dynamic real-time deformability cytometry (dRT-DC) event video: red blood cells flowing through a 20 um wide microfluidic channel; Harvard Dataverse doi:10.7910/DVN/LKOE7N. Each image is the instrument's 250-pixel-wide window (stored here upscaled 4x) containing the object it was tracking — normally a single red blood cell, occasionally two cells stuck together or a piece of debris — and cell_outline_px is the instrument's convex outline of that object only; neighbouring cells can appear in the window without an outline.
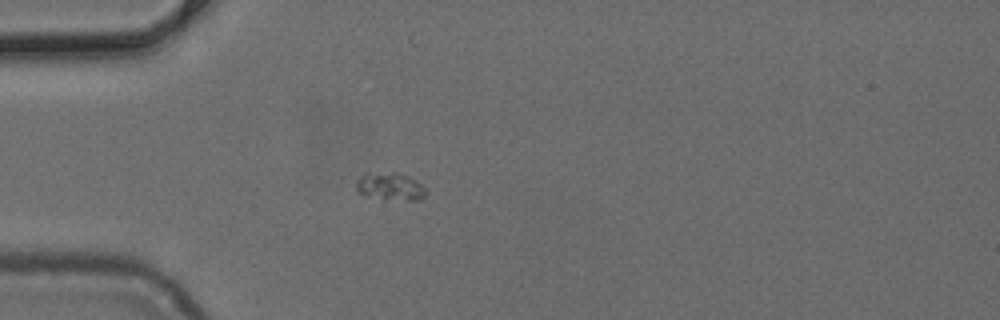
{"species": "common noctule bat (a hibernating species)", "species_latin": "Nyctalus noctula", "temperature_condition": "cold", "stored_images_in_passage": 51, "camera_frame_rate_fps": 3000, "um_per_image_px": 0.085, "animal": {"sex": "female", "body_mass_g": 24.6, "forearm_length_mm": 56.2}, "frame": {"image": 1, "passage_image": 15, "time_ms": 4.667, "image_size_px": [1000, 320], "cell_outline_px": [[424, 196], [420, 200], [384, 200], [368, 196], [356, 192], [356, 184], [368, 172], [396, 172], [408, 176], [420, 184], [424, 188]], "centroid_in_image_um": [33.15, 15.87], "position_along_channel_um": 51.9, "area_um2": 11.16}}
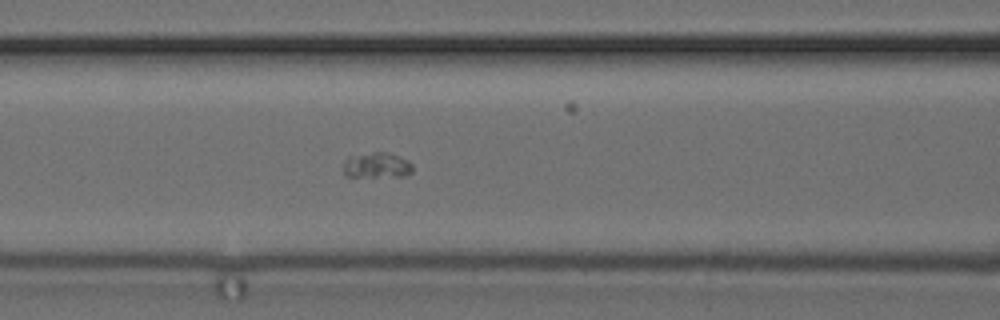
{"frame": {"image": 2, "passage_image": 22, "time_ms": 7.0, "image_size_px": [1000, 320], "cell_outline_px": [[412, 172], [408, 176], [344, 176], [344, 160], [348, 156], [376, 152], [388, 152], [408, 160], [412, 164]], "centroid_in_image_um": [32.04, 14.04], "position_along_channel_um": 134.6, "area_um2": 10.29}}
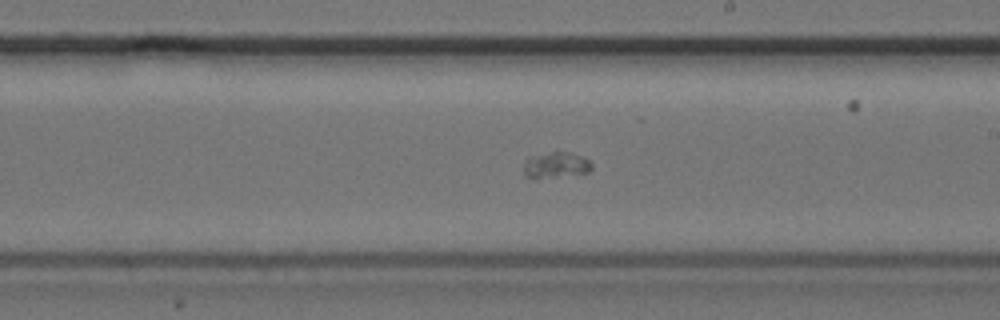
{"frame": {"image": 3, "passage_image": 30, "time_ms": 9.667, "image_size_px": [1000, 320], "cell_outline_px": [[592, 168], [588, 172], [532, 180], [524, 176], [524, 164], [528, 156], [552, 152], [568, 152], [580, 156], [588, 160], [592, 164]], "centroid_in_image_um": [47.18, 14.05], "position_along_channel_um": 241.8, "area_um2": 10.35}}